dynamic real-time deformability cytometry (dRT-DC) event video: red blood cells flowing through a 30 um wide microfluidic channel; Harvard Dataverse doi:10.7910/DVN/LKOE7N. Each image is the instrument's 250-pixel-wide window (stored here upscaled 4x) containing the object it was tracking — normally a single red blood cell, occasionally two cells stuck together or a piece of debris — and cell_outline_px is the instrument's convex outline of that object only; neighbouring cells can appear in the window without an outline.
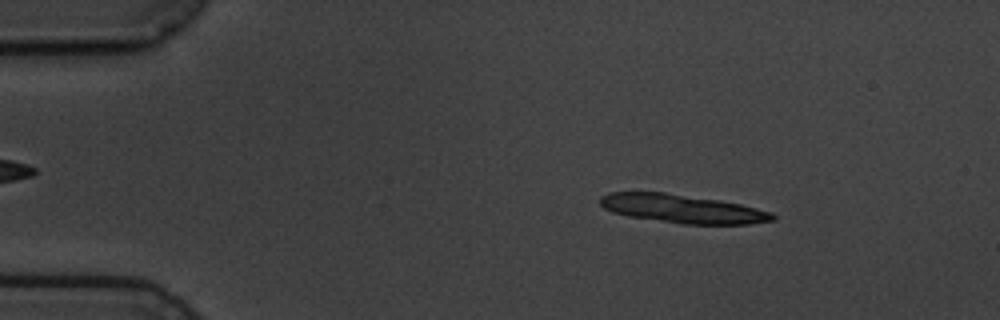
{"species": "common noctule bat (a hibernating species)", "species_latin": "Nyctalus noctula", "temperature_condition": "cold", "stored_images_in_passage": 6, "camera_frame_rate_fps": 3000, "um_per_image_px": 0.085, "animal": {"sex": "male", "body_mass_g": 19.5, "forearm_length_mm": 54.6}, "frame": {"image": 1, "passage_image": 2, "time_ms": 1.333, "image_size_px": [1000, 320], "cell_outline_px": [[776, 220], [748, 224], [684, 224], [628, 216], [612, 212], [604, 208], [600, 204], [600, 196], [608, 192], [664, 192], [720, 200], [740, 204], [772, 212], [776, 216]], "centroid_in_image_um": [58.0, 17.74], "position_along_channel_um": 27.0, "area_um2": 28.67}}
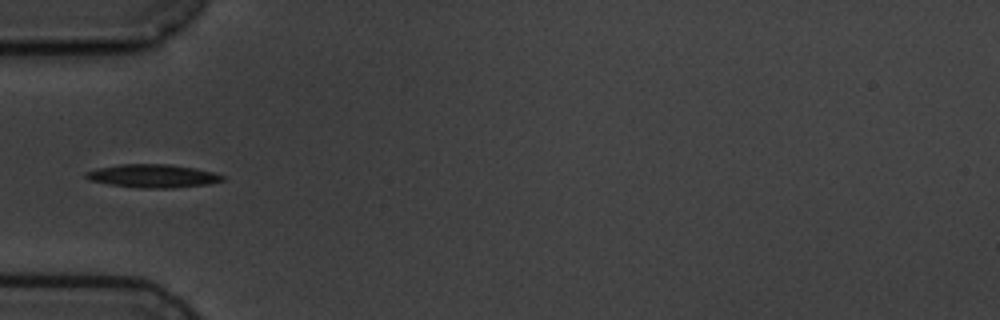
{"frame": {"image": 2, "passage_image": 5, "time_ms": 4.667, "image_size_px": [1000, 320], "cell_outline_px": [[224, 180], [208, 184], [172, 188], [136, 188], [88, 180], [84, 176], [84, 172], [96, 168], [120, 164], [168, 164], [192, 168], [212, 172], [224, 176]], "centroid_in_image_um": [12.93, 14.96], "position_along_channel_um": 72.1, "area_um2": 18.44}}
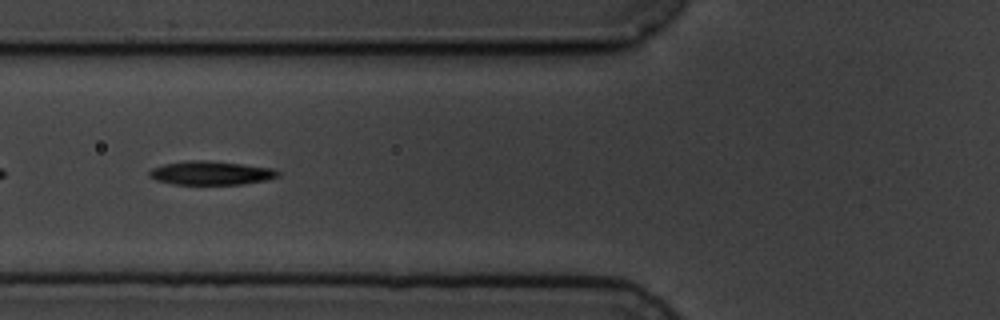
{"frame": {"image": 3, "passage_image": 6, "time_ms": 5.667, "image_size_px": [1000, 320], "cell_outline_px": [[280, 176], [268, 180], [244, 184], [172, 184], [156, 180], [148, 176], [148, 172], [152, 168], [164, 164], [188, 160], [204, 160], [240, 164], [272, 168], [280, 172]], "centroid_in_image_um": [17.93, 14.71], "position_along_channel_um": 107.9, "area_um2": 17.8}}